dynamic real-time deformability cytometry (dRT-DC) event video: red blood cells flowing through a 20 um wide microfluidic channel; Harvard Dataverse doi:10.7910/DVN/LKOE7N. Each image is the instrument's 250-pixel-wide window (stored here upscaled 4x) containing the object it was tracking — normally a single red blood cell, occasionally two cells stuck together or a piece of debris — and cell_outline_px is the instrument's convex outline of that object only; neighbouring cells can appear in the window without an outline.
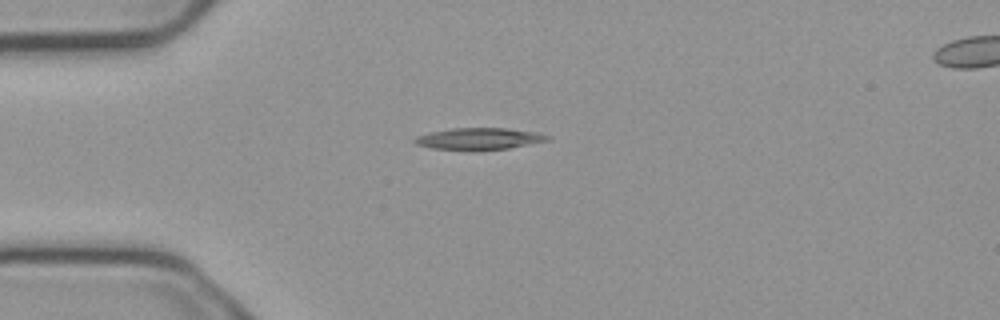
{"species": "common noctule bat (a hibernating species)", "species_latin": "Nyctalus noctula", "temperature_condition": "cold", "stored_images_in_passage": 4, "camera_frame_rate_fps": 3000, "um_per_image_px": 0.085, "animal": {"sex": "male", "body_mass_g": 23.1, "forearm_length_mm": 52.7}, "frame": {"image": 1, "passage_image": 1, "time_ms": 0.0, "image_size_px": [1000, 320], "cell_outline_px": [[548, 140], [508, 148], [432, 148], [416, 144], [412, 140], [416, 136], [432, 132], [452, 128], [504, 128], [532, 132], [548, 136]], "centroid_in_image_um": [40.65, 11.76], "position_along_channel_um": 44.3, "area_um2": 15.72}}
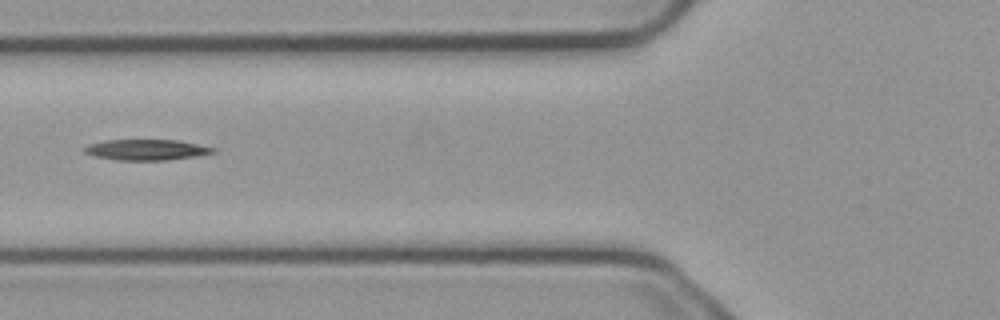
{"frame": {"image": 2, "passage_image": 3, "time_ms": 0.667, "image_size_px": [1000, 320], "cell_outline_px": [[216, 152], [196, 156], [168, 160], [116, 160], [96, 156], [84, 152], [84, 148], [88, 144], [104, 140], [176, 140], [216, 148]], "centroid_in_image_um": [12.44, 12.73], "position_along_channel_um": 113.4, "area_um2": 15.43}}
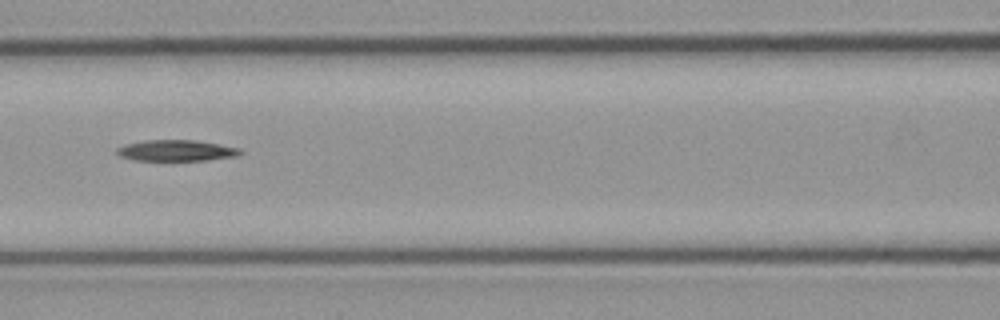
{"frame": {"image": 3, "passage_image": 4, "time_ms": 1.0, "image_size_px": [1000, 320], "cell_outline_px": [[244, 152], [236, 156], [208, 160], [136, 160], [120, 156], [116, 152], [116, 148], [128, 144], [144, 140], [192, 140], [240, 148]], "centroid_in_image_um": [14.99, 12.8], "position_along_channel_um": 151.6, "area_um2": 14.91}}